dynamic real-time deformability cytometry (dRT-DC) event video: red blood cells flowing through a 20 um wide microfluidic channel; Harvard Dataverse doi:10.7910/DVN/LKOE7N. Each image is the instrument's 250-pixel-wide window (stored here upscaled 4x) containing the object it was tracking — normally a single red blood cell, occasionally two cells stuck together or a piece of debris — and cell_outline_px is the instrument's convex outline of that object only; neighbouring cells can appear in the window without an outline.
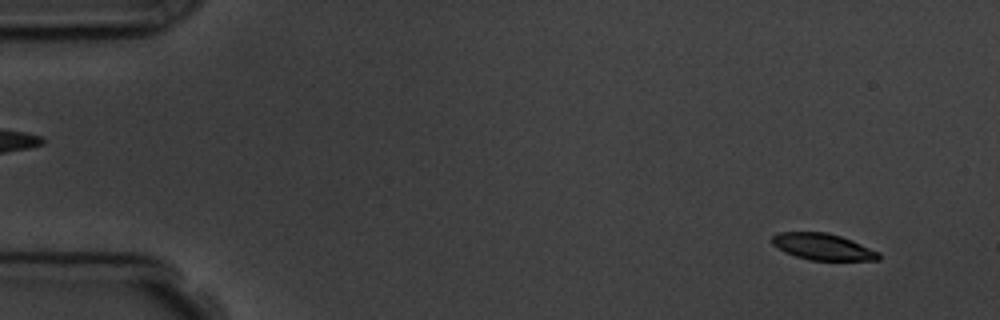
{"species": "common noctule bat (a hibernating species)", "species_latin": "Nyctalus noctula", "temperature_condition": "room temperature", "stored_images_in_passage": 6, "camera_frame_rate_fps": 3000, "um_per_image_px": 0.085, "animal": {"sex": "male", "body_mass_g": 19.5, "forearm_length_mm": 54.6}, "frame": {"image": 1, "passage_image": 2, "time_ms": 1.333, "image_size_px": [1000, 320], "cell_outline_px": [[880, 260], [808, 260], [784, 252], [772, 244], [772, 236], [776, 232], [824, 232], [840, 236], [852, 240], [880, 252]], "centroid_in_image_um": [69.93, 20.97], "position_along_channel_um": 15.1, "area_um2": 16.47}}
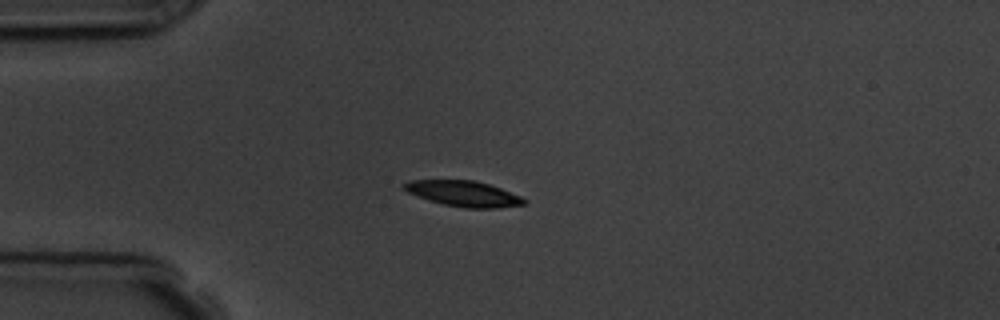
{"frame": {"image": 2, "passage_image": 5, "time_ms": 4.667, "image_size_px": [1000, 320], "cell_outline_px": [[528, 200], [524, 204], [500, 208], [464, 208], [444, 204], [428, 200], [416, 196], [400, 188], [400, 184], [408, 180], [476, 180], [500, 188], [520, 196]], "centroid_in_image_um": [39.35, 16.45], "position_along_channel_um": 45.7, "area_um2": 18.09}}
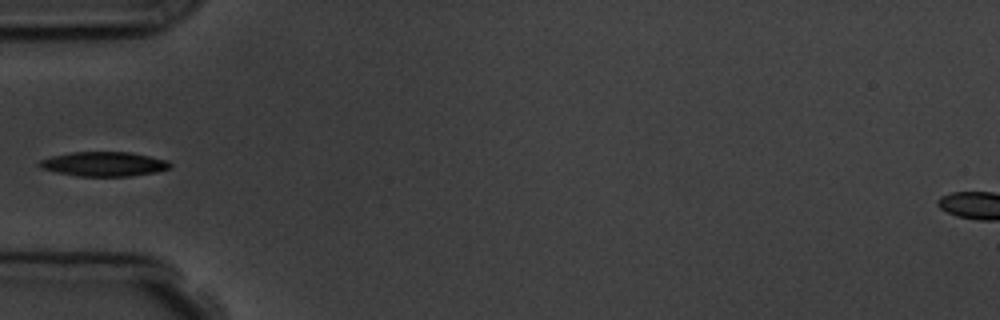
{"frame": {"image": 3, "passage_image": 6, "time_ms": 6.0, "image_size_px": [1000, 320], "cell_outline_px": [[172, 168], [156, 172], [132, 176], [76, 176], [56, 172], [40, 168], [36, 164], [40, 160], [52, 156], [72, 152], [132, 152], [168, 160], [172, 164]], "centroid_in_image_um": [8.85, 13.94], "position_along_channel_um": 76.1, "area_um2": 18.84}}